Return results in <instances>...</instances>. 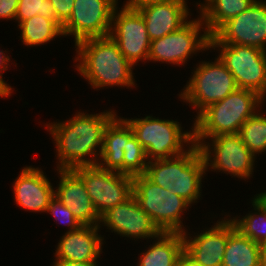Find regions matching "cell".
<instances>
[{
	"instance_id": "cell-1",
	"label": "cell",
	"mask_w": 266,
	"mask_h": 266,
	"mask_svg": "<svg viewBox=\"0 0 266 266\" xmlns=\"http://www.w3.org/2000/svg\"><path fill=\"white\" fill-rule=\"evenodd\" d=\"M116 115L111 109L99 114L76 112L67 121L47 123V131L49 130L57 147V169L97 165L105 128Z\"/></svg>"
},
{
	"instance_id": "cell-2",
	"label": "cell",
	"mask_w": 266,
	"mask_h": 266,
	"mask_svg": "<svg viewBox=\"0 0 266 266\" xmlns=\"http://www.w3.org/2000/svg\"><path fill=\"white\" fill-rule=\"evenodd\" d=\"M78 74L93 89L105 87H135L134 66L124 57L116 42L110 37H93L75 44ZM104 87V88H103Z\"/></svg>"
},
{
	"instance_id": "cell-3",
	"label": "cell",
	"mask_w": 266,
	"mask_h": 266,
	"mask_svg": "<svg viewBox=\"0 0 266 266\" xmlns=\"http://www.w3.org/2000/svg\"><path fill=\"white\" fill-rule=\"evenodd\" d=\"M265 100L256 92L237 88L223 100L206 109L193 121V141H206L221 134H237ZM259 107V108H258Z\"/></svg>"
},
{
	"instance_id": "cell-4",
	"label": "cell",
	"mask_w": 266,
	"mask_h": 266,
	"mask_svg": "<svg viewBox=\"0 0 266 266\" xmlns=\"http://www.w3.org/2000/svg\"><path fill=\"white\" fill-rule=\"evenodd\" d=\"M206 172L200 148L192 144L181 155L148 161L144 175L153 183L168 188L193 204L201 197L202 178Z\"/></svg>"
},
{
	"instance_id": "cell-5",
	"label": "cell",
	"mask_w": 266,
	"mask_h": 266,
	"mask_svg": "<svg viewBox=\"0 0 266 266\" xmlns=\"http://www.w3.org/2000/svg\"><path fill=\"white\" fill-rule=\"evenodd\" d=\"M145 150L148 161L183 154L194 144L193 130L184 131L178 121L152 117L124 118ZM185 144L186 149H185ZM191 144V145H190Z\"/></svg>"
},
{
	"instance_id": "cell-6",
	"label": "cell",
	"mask_w": 266,
	"mask_h": 266,
	"mask_svg": "<svg viewBox=\"0 0 266 266\" xmlns=\"http://www.w3.org/2000/svg\"><path fill=\"white\" fill-rule=\"evenodd\" d=\"M133 196L161 232L186 231L181 215L191 204L183 197L153 183L144 174L133 177Z\"/></svg>"
},
{
	"instance_id": "cell-7",
	"label": "cell",
	"mask_w": 266,
	"mask_h": 266,
	"mask_svg": "<svg viewBox=\"0 0 266 266\" xmlns=\"http://www.w3.org/2000/svg\"><path fill=\"white\" fill-rule=\"evenodd\" d=\"M194 69L179 97L198 110L197 116L237 89L233 75L218 56L214 62H199Z\"/></svg>"
},
{
	"instance_id": "cell-8",
	"label": "cell",
	"mask_w": 266,
	"mask_h": 266,
	"mask_svg": "<svg viewBox=\"0 0 266 266\" xmlns=\"http://www.w3.org/2000/svg\"><path fill=\"white\" fill-rule=\"evenodd\" d=\"M210 142L193 141L204 157L206 171H222L240 179H249L253 175L257 159L242 142L239 134H221L208 138ZM213 156V157H212Z\"/></svg>"
},
{
	"instance_id": "cell-9",
	"label": "cell",
	"mask_w": 266,
	"mask_h": 266,
	"mask_svg": "<svg viewBox=\"0 0 266 266\" xmlns=\"http://www.w3.org/2000/svg\"><path fill=\"white\" fill-rule=\"evenodd\" d=\"M202 50H210V34L201 16H198L197 19L188 20L177 31L152 40L148 61L183 66L189 57Z\"/></svg>"
},
{
	"instance_id": "cell-10",
	"label": "cell",
	"mask_w": 266,
	"mask_h": 266,
	"mask_svg": "<svg viewBox=\"0 0 266 266\" xmlns=\"http://www.w3.org/2000/svg\"><path fill=\"white\" fill-rule=\"evenodd\" d=\"M210 48H219L218 57L233 75L237 88L254 91L266 99V51L229 44H210Z\"/></svg>"
},
{
	"instance_id": "cell-11",
	"label": "cell",
	"mask_w": 266,
	"mask_h": 266,
	"mask_svg": "<svg viewBox=\"0 0 266 266\" xmlns=\"http://www.w3.org/2000/svg\"><path fill=\"white\" fill-rule=\"evenodd\" d=\"M84 182L90 199L101 217L133 195V177L103 169L100 165L72 169Z\"/></svg>"
},
{
	"instance_id": "cell-12",
	"label": "cell",
	"mask_w": 266,
	"mask_h": 266,
	"mask_svg": "<svg viewBox=\"0 0 266 266\" xmlns=\"http://www.w3.org/2000/svg\"><path fill=\"white\" fill-rule=\"evenodd\" d=\"M210 44L242 45L266 51V1L255 0L247 10L225 22Z\"/></svg>"
},
{
	"instance_id": "cell-13",
	"label": "cell",
	"mask_w": 266,
	"mask_h": 266,
	"mask_svg": "<svg viewBox=\"0 0 266 266\" xmlns=\"http://www.w3.org/2000/svg\"><path fill=\"white\" fill-rule=\"evenodd\" d=\"M116 0H75L70 18L63 24V35L81 40L110 35Z\"/></svg>"
},
{
	"instance_id": "cell-14",
	"label": "cell",
	"mask_w": 266,
	"mask_h": 266,
	"mask_svg": "<svg viewBox=\"0 0 266 266\" xmlns=\"http://www.w3.org/2000/svg\"><path fill=\"white\" fill-rule=\"evenodd\" d=\"M117 8L113 12L109 36L133 66L139 61L147 62L151 40L143 16L138 10Z\"/></svg>"
},
{
	"instance_id": "cell-15",
	"label": "cell",
	"mask_w": 266,
	"mask_h": 266,
	"mask_svg": "<svg viewBox=\"0 0 266 266\" xmlns=\"http://www.w3.org/2000/svg\"><path fill=\"white\" fill-rule=\"evenodd\" d=\"M99 225L106 226L111 232L122 237H130L132 240L133 238L154 240L162 233L151 217L141 209L133 195L124 203L106 211L101 216Z\"/></svg>"
},
{
	"instance_id": "cell-16",
	"label": "cell",
	"mask_w": 266,
	"mask_h": 266,
	"mask_svg": "<svg viewBox=\"0 0 266 266\" xmlns=\"http://www.w3.org/2000/svg\"><path fill=\"white\" fill-rule=\"evenodd\" d=\"M228 216L231 218L227 215L193 238L188 237L187 231L183 233L184 250L203 266H222L228 240Z\"/></svg>"
},
{
	"instance_id": "cell-17",
	"label": "cell",
	"mask_w": 266,
	"mask_h": 266,
	"mask_svg": "<svg viewBox=\"0 0 266 266\" xmlns=\"http://www.w3.org/2000/svg\"><path fill=\"white\" fill-rule=\"evenodd\" d=\"M60 175L56 196L66 205L82 225H99L97 213L83 180L72 169H56Z\"/></svg>"
},
{
	"instance_id": "cell-18",
	"label": "cell",
	"mask_w": 266,
	"mask_h": 266,
	"mask_svg": "<svg viewBox=\"0 0 266 266\" xmlns=\"http://www.w3.org/2000/svg\"><path fill=\"white\" fill-rule=\"evenodd\" d=\"M52 185L39 167H23L12 185L15 203L30 212H46L54 197Z\"/></svg>"
},
{
	"instance_id": "cell-19",
	"label": "cell",
	"mask_w": 266,
	"mask_h": 266,
	"mask_svg": "<svg viewBox=\"0 0 266 266\" xmlns=\"http://www.w3.org/2000/svg\"><path fill=\"white\" fill-rule=\"evenodd\" d=\"M100 228V225H82L78 230L64 233L56 247L55 259L97 263L104 241L98 233Z\"/></svg>"
},
{
	"instance_id": "cell-20",
	"label": "cell",
	"mask_w": 266,
	"mask_h": 266,
	"mask_svg": "<svg viewBox=\"0 0 266 266\" xmlns=\"http://www.w3.org/2000/svg\"><path fill=\"white\" fill-rule=\"evenodd\" d=\"M186 1L172 0L138 9L143 16L151 41L177 31L188 21L190 13Z\"/></svg>"
},
{
	"instance_id": "cell-21",
	"label": "cell",
	"mask_w": 266,
	"mask_h": 266,
	"mask_svg": "<svg viewBox=\"0 0 266 266\" xmlns=\"http://www.w3.org/2000/svg\"><path fill=\"white\" fill-rule=\"evenodd\" d=\"M116 115L106 126L98 165L123 174V154L134 132L124 117Z\"/></svg>"
},
{
	"instance_id": "cell-22",
	"label": "cell",
	"mask_w": 266,
	"mask_h": 266,
	"mask_svg": "<svg viewBox=\"0 0 266 266\" xmlns=\"http://www.w3.org/2000/svg\"><path fill=\"white\" fill-rule=\"evenodd\" d=\"M155 242L141 252L137 266H178L184 251L183 233H161Z\"/></svg>"
},
{
	"instance_id": "cell-23",
	"label": "cell",
	"mask_w": 266,
	"mask_h": 266,
	"mask_svg": "<svg viewBox=\"0 0 266 266\" xmlns=\"http://www.w3.org/2000/svg\"><path fill=\"white\" fill-rule=\"evenodd\" d=\"M259 243L243 235L228 219V240L222 266H259Z\"/></svg>"
},
{
	"instance_id": "cell-24",
	"label": "cell",
	"mask_w": 266,
	"mask_h": 266,
	"mask_svg": "<svg viewBox=\"0 0 266 266\" xmlns=\"http://www.w3.org/2000/svg\"><path fill=\"white\" fill-rule=\"evenodd\" d=\"M255 0H210L201 10L200 16L210 36L225 22L247 10Z\"/></svg>"
},
{
	"instance_id": "cell-25",
	"label": "cell",
	"mask_w": 266,
	"mask_h": 266,
	"mask_svg": "<svg viewBox=\"0 0 266 266\" xmlns=\"http://www.w3.org/2000/svg\"><path fill=\"white\" fill-rule=\"evenodd\" d=\"M252 201L255 210L243 218L230 219L235 227L245 236L256 243L266 241V191L257 194Z\"/></svg>"
},
{
	"instance_id": "cell-26",
	"label": "cell",
	"mask_w": 266,
	"mask_h": 266,
	"mask_svg": "<svg viewBox=\"0 0 266 266\" xmlns=\"http://www.w3.org/2000/svg\"><path fill=\"white\" fill-rule=\"evenodd\" d=\"M20 39L25 46L44 45L57 36H64L62 28L53 20L35 15L18 24Z\"/></svg>"
},
{
	"instance_id": "cell-27",
	"label": "cell",
	"mask_w": 266,
	"mask_h": 266,
	"mask_svg": "<svg viewBox=\"0 0 266 266\" xmlns=\"http://www.w3.org/2000/svg\"><path fill=\"white\" fill-rule=\"evenodd\" d=\"M263 114V115H262ZM242 142L256 157L266 151V115L258 110L240 128Z\"/></svg>"
},
{
	"instance_id": "cell-28",
	"label": "cell",
	"mask_w": 266,
	"mask_h": 266,
	"mask_svg": "<svg viewBox=\"0 0 266 266\" xmlns=\"http://www.w3.org/2000/svg\"><path fill=\"white\" fill-rule=\"evenodd\" d=\"M123 151V174L132 177L144 174L148 160L144 148L135 135L126 143Z\"/></svg>"
},
{
	"instance_id": "cell-29",
	"label": "cell",
	"mask_w": 266,
	"mask_h": 266,
	"mask_svg": "<svg viewBox=\"0 0 266 266\" xmlns=\"http://www.w3.org/2000/svg\"><path fill=\"white\" fill-rule=\"evenodd\" d=\"M39 15L57 23V13L50 0H19L15 20L18 24Z\"/></svg>"
},
{
	"instance_id": "cell-30",
	"label": "cell",
	"mask_w": 266,
	"mask_h": 266,
	"mask_svg": "<svg viewBox=\"0 0 266 266\" xmlns=\"http://www.w3.org/2000/svg\"><path fill=\"white\" fill-rule=\"evenodd\" d=\"M46 213L52 214L57 218L58 221L65 222V225H68V231L78 230L82 224L81 222L73 215L69 208L64 205L56 196H54L46 209Z\"/></svg>"
},
{
	"instance_id": "cell-31",
	"label": "cell",
	"mask_w": 266,
	"mask_h": 266,
	"mask_svg": "<svg viewBox=\"0 0 266 266\" xmlns=\"http://www.w3.org/2000/svg\"><path fill=\"white\" fill-rule=\"evenodd\" d=\"M56 13L57 24L63 28V24L70 18L75 0H50Z\"/></svg>"
},
{
	"instance_id": "cell-32",
	"label": "cell",
	"mask_w": 266,
	"mask_h": 266,
	"mask_svg": "<svg viewBox=\"0 0 266 266\" xmlns=\"http://www.w3.org/2000/svg\"><path fill=\"white\" fill-rule=\"evenodd\" d=\"M19 0H0V19L15 20Z\"/></svg>"
},
{
	"instance_id": "cell-33",
	"label": "cell",
	"mask_w": 266,
	"mask_h": 266,
	"mask_svg": "<svg viewBox=\"0 0 266 266\" xmlns=\"http://www.w3.org/2000/svg\"><path fill=\"white\" fill-rule=\"evenodd\" d=\"M172 0H127L123 5V8L138 10L141 7H145L151 4L166 3ZM118 3V0H116Z\"/></svg>"
},
{
	"instance_id": "cell-34",
	"label": "cell",
	"mask_w": 266,
	"mask_h": 266,
	"mask_svg": "<svg viewBox=\"0 0 266 266\" xmlns=\"http://www.w3.org/2000/svg\"><path fill=\"white\" fill-rule=\"evenodd\" d=\"M178 266H203L193 259L185 250L179 257Z\"/></svg>"
},
{
	"instance_id": "cell-35",
	"label": "cell",
	"mask_w": 266,
	"mask_h": 266,
	"mask_svg": "<svg viewBox=\"0 0 266 266\" xmlns=\"http://www.w3.org/2000/svg\"><path fill=\"white\" fill-rule=\"evenodd\" d=\"M52 266H98L97 263H83V262H73L62 259H55Z\"/></svg>"
},
{
	"instance_id": "cell-36",
	"label": "cell",
	"mask_w": 266,
	"mask_h": 266,
	"mask_svg": "<svg viewBox=\"0 0 266 266\" xmlns=\"http://www.w3.org/2000/svg\"><path fill=\"white\" fill-rule=\"evenodd\" d=\"M9 85L10 84L5 82L3 76L0 74V98L11 96L13 88Z\"/></svg>"
},
{
	"instance_id": "cell-37",
	"label": "cell",
	"mask_w": 266,
	"mask_h": 266,
	"mask_svg": "<svg viewBox=\"0 0 266 266\" xmlns=\"http://www.w3.org/2000/svg\"><path fill=\"white\" fill-rule=\"evenodd\" d=\"M259 266H266V241L259 243Z\"/></svg>"
},
{
	"instance_id": "cell-38",
	"label": "cell",
	"mask_w": 266,
	"mask_h": 266,
	"mask_svg": "<svg viewBox=\"0 0 266 266\" xmlns=\"http://www.w3.org/2000/svg\"><path fill=\"white\" fill-rule=\"evenodd\" d=\"M11 60H10V57H9V55H6L5 53H4V51H0V74L2 75V73H3V71H6L7 69H8V65L10 64V63H8V62H10Z\"/></svg>"
},
{
	"instance_id": "cell-39",
	"label": "cell",
	"mask_w": 266,
	"mask_h": 266,
	"mask_svg": "<svg viewBox=\"0 0 266 266\" xmlns=\"http://www.w3.org/2000/svg\"><path fill=\"white\" fill-rule=\"evenodd\" d=\"M209 1H210V0H205L204 2H206V3L203 2V3H201V4H200V3H199V4L196 3V4L198 5L197 7L200 8L199 11H200V10H201V9H202V8H203V7L209 2Z\"/></svg>"
}]
</instances>
